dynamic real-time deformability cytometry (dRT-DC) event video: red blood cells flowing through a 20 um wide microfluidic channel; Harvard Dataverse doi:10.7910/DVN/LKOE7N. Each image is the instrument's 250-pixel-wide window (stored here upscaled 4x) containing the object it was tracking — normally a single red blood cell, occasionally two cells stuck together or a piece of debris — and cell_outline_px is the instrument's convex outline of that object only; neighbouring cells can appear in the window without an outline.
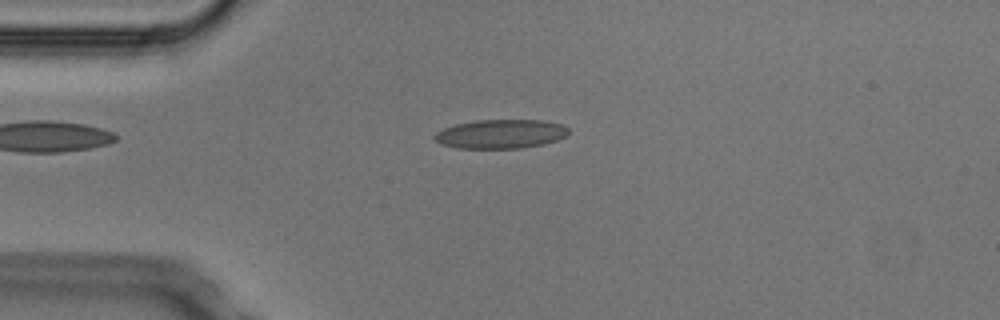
{"species": "Egyptian fruit bat (a non-hibernating species)", "species_latin": "Rousettus aegyptiacus", "temperature_condition": "cold", "stored_images_in_passage": 7, "camera_frame_rate_fps": 3000, "um_per_image_px": 0.085, "animal": {"sex": "male"}, "frame": {"image": 1, "passage_image": 3, "time_ms": 0.667, "image_size_px": [1000, 320], "cell_outline_px": [[568, 136], [544, 144], [520, 148], [456, 148], [440, 144], [432, 136], [436, 132], [444, 128], [456, 124], [476, 120], [544, 120], [560, 124], [568, 128]], "centroid_in_image_um": [42.55, 11.39], "position_along_channel_um": 42.5, "area_um2": 22.72}}
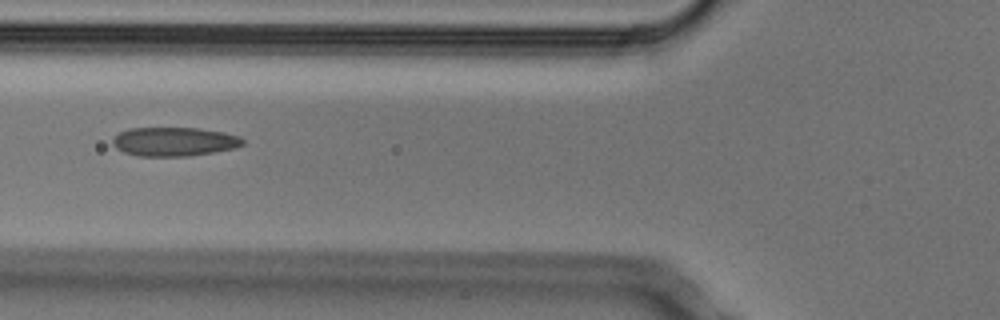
{"frame": {"image": 2, "passage_image": 5, "time_ms": 1.333, "image_size_px": [1000, 320], "cell_outline_px": [[244, 144], [236, 148], [188, 156], [140, 156], [124, 152], [116, 148], [112, 144], [112, 140], [120, 132], [128, 128], [196, 128], [224, 132], [240, 136], [244, 140]], "centroid_in_image_um": [14.82, 12.04], "position_along_channel_um": 111.0, "area_um2": 21.91}}
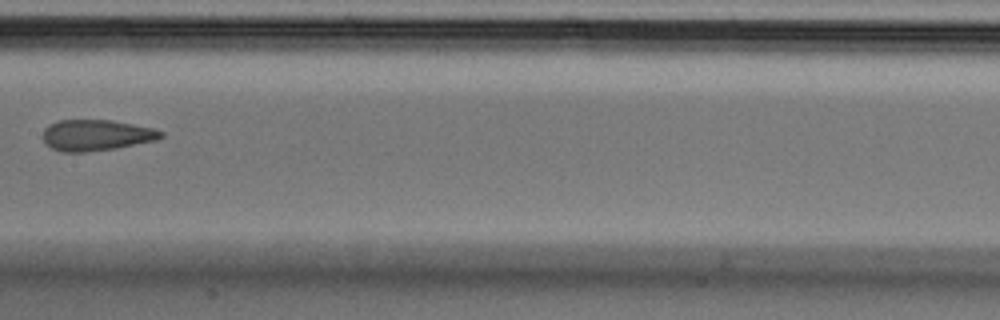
{"frame": {"image": 3, "passage_image": 7, "time_ms": 2.0, "image_size_px": [1000, 320], "cell_outline_px": [[164, 136], [156, 140], [116, 148], [84, 152], [60, 152], [44, 144], [40, 136], [44, 128], [48, 124], [56, 120], [112, 120], [152, 128], [164, 132]], "centroid_in_image_um": [8.1, 11.49], "position_along_channel_um": 199.3, "area_um2": 21.62}}